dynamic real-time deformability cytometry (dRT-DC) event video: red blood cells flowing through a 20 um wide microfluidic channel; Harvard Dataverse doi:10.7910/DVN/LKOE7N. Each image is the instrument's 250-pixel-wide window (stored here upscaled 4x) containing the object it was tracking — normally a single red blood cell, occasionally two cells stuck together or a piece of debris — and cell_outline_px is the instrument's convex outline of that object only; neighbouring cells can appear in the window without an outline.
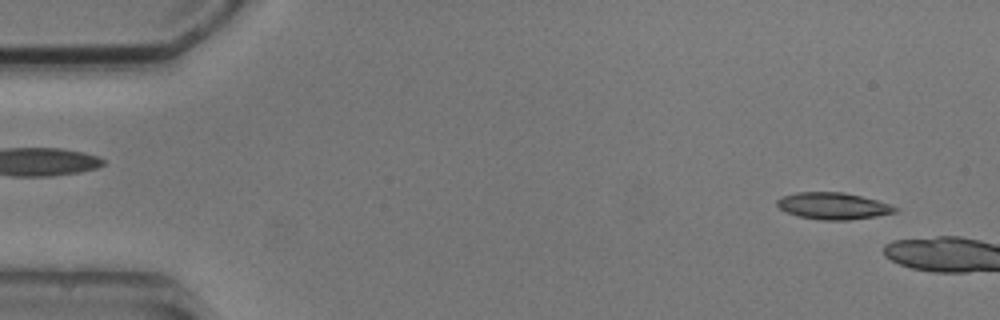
{"species": "common noctule bat (a hibernating species)", "species_latin": "Nyctalus noctula", "temperature_condition": "cold", "stored_images_in_passage": 2, "camera_frame_rate_fps": 3000, "um_per_image_px": 0.085, "animal": {"sex": "male", "body_mass_g": 20.5, "forearm_length_mm": 52.5}, "frame": {"image": 1, "passage_image": 1, "time_ms": 0.0, "image_size_px": [1000, 320], "cell_outline_px": [[900, 208], [896, 212], [876, 216], [848, 220], [820, 220], [800, 216], [788, 212], [780, 208], [776, 204], [776, 200], [784, 196], [796, 192], [844, 192], [876, 200]], "centroid_in_image_um": [70.83, 17.5], "position_along_channel_um": 14.2, "area_um2": 18.21}}